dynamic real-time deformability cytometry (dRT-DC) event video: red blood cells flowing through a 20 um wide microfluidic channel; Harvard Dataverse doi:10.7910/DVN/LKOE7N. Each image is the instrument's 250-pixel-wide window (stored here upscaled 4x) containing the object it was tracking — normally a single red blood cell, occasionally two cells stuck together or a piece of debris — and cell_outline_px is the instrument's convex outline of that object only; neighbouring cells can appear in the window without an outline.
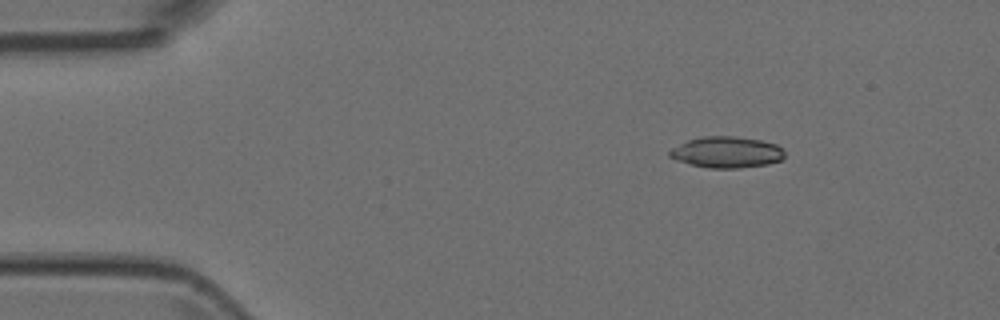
{"species": "Egyptian fruit bat (a non-hibernating species)", "species_latin": "Rousettus aegyptiacus", "temperature_condition": "room temperature", "stored_images_in_passage": 5, "camera_frame_rate_fps": 3000, "um_per_image_px": 0.085, "animal": {"sex": "female"}, "frame": {"image": 1, "passage_image": 3, "time_ms": 0.667, "image_size_px": [1000, 320], "cell_outline_px": [[784, 160], [768, 164], [740, 168], [708, 168], [676, 160], [668, 156], [668, 152], [672, 148], [688, 140], [704, 136], [736, 136], [760, 140], [776, 144], [784, 152]], "centroid_in_image_um": [61.78, 12.94], "position_along_channel_um": 23.2, "area_um2": 20.92}}